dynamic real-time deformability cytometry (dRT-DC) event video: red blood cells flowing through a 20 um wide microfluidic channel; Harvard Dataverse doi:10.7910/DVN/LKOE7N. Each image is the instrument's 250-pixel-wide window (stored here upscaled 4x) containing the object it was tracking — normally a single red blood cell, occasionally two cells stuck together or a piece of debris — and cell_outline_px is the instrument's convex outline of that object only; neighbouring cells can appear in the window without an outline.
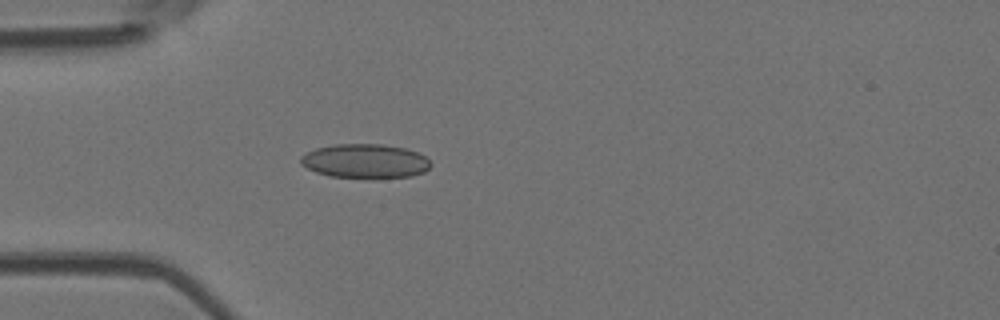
{"species": "Egyptian fruit bat (a non-hibernating species)", "species_latin": "Rousettus aegyptiacus", "temperature_condition": "room temperature", "stored_images_in_passage": 4, "camera_frame_rate_fps": 3000, "um_per_image_px": 0.085, "animal": {"sex": "female"}, "frame": {"image": 1, "passage_image": 4, "time_ms": 3.333, "image_size_px": [1000, 320], "cell_outline_px": [[432, 164], [424, 172], [412, 176], [328, 176], [316, 172], [300, 164], [300, 156], [316, 148], [332, 144], [380, 144], [404, 148], [420, 152]], "centroid_in_image_um": [31.02, 13.66], "position_along_channel_um": 54.0, "area_um2": 25.37}}